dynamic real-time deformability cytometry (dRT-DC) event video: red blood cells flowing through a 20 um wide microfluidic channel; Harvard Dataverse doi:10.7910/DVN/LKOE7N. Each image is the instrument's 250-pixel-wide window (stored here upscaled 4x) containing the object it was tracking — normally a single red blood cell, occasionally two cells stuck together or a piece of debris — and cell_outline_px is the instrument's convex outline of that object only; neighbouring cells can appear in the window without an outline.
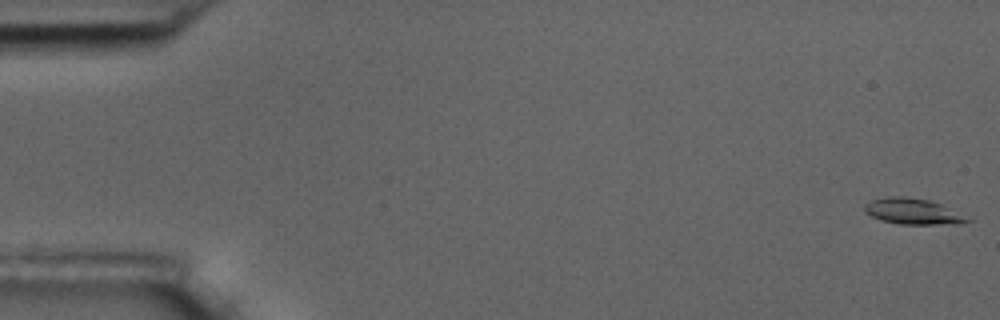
{"species": "common noctule bat (a hibernating species)", "species_latin": "Nyctalus noctula", "temperature_condition": "room temperature", "stored_images_in_passage": 56, "camera_frame_rate_fps": 3000, "um_per_image_px": 0.085, "animal": {"sex": "male", "body_mass_g": 17.5, "forearm_length_mm": 52.3}, "frame": {"image": 1, "passage_image": 1, "time_ms": 0.0, "image_size_px": [1000, 320], "cell_outline_px": [[972, 220], [960, 224], [900, 224], [880, 220], [864, 212], [864, 204], [872, 200], [888, 196], [904, 196], [928, 200], [940, 204], [972, 216]], "centroid_in_image_um": [77.66, 17.98], "position_along_channel_um": 7.3, "area_um2": 15.78}}
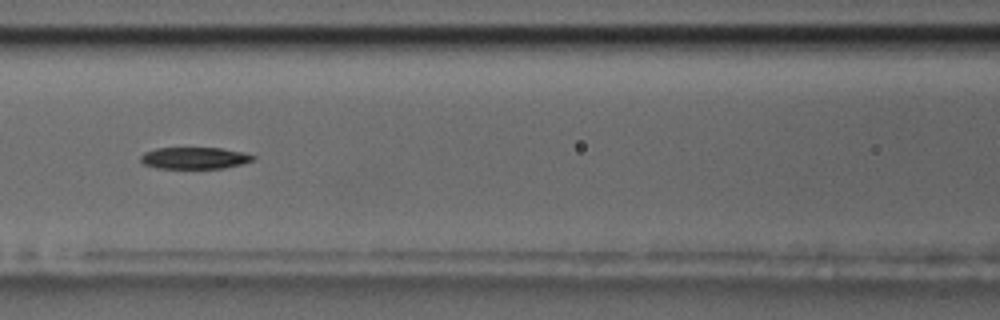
{"frame": {"image": 2, "passage_image": 25, "time_ms": 8.0, "image_size_px": [1000, 320], "cell_outline_px": [[256, 160], [244, 164], [224, 168], [160, 168], [144, 164], [140, 160], [140, 156], [144, 152], [156, 148], [220, 148], [244, 152], [256, 156]], "centroid_in_image_um": [16.59, 13.43], "position_along_channel_um": 150.0, "area_um2": 14.33}}
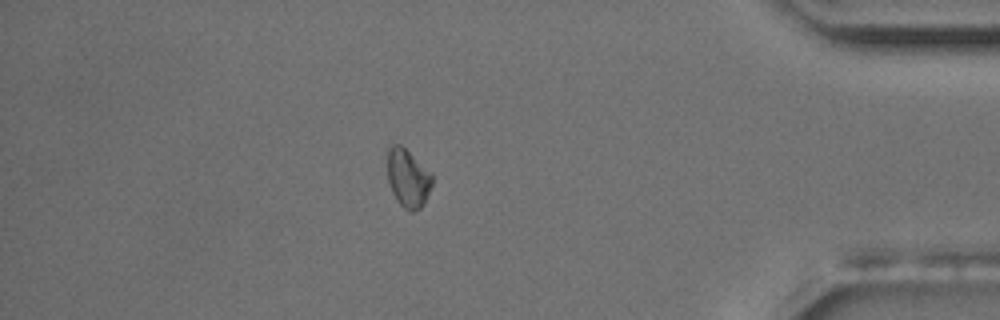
{"frame": {"image": 3, "passage_image": 49, "time_ms": 16.0, "image_size_px": [1000, 320], "cell_outline_px": [[432, 184], [424, 204], [420, 208], [412, 212], [408, 212], [396, 200], [392, 192], [388, 180], [384, 148], [388, 144], [400, 144], [432, 172]], "centroid_in_image_um": [34.62, 15.09], "position_along_channel_um": 400.6, "area_um2": 15.84}}